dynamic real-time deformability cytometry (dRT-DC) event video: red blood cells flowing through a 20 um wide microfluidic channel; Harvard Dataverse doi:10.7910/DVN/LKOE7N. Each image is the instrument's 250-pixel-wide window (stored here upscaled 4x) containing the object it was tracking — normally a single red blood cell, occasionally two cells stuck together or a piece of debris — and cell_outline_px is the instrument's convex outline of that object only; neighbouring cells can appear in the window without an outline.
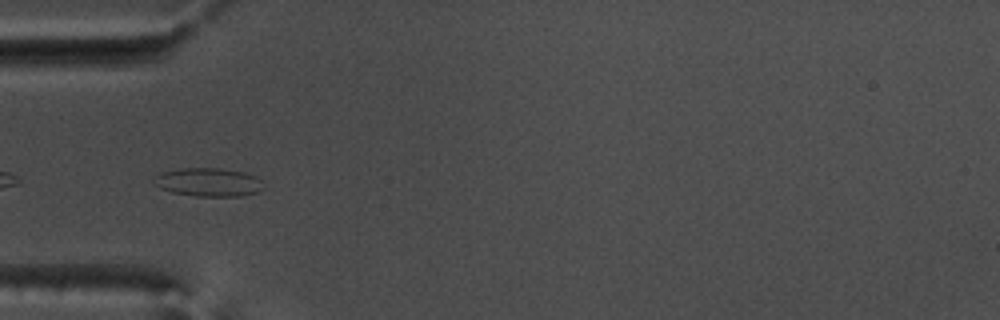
{"species": "common noctule bat (a hibernating species)", "species_latin": "Nyctalus noctula", "temperature_condition": "warm", "stored_images_in_passage": 39, "camera_frame_rate_fps": 3000, "um_per_image_px": 0.085, "animal": {"sex": "male", "body_mass_g": 17.5, "forearm_length_mm": 52.3}, "frame": {"image": 1, "passage_image": 2, "time_ms": 0.333, "image_size_px": [1000, 320], "cell_outline_px": [[264, 188], [256, 192], [244, 196], [196, 196], [172, 192], [160, 188], [152, 184], [152, 176], [160, 172], [180, 168], [220, 168], [244, 172], [256, 176], [260, 180]], "centroid_in_image_um": [17.66, 15.48], "position_along_channel_um": 67.3, "area_um2": 18.44}}
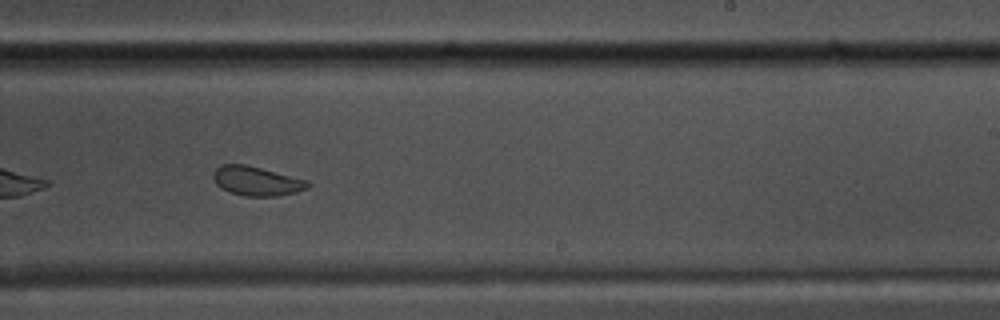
{"frame": {"image": 2, "passage_image": 18, "time_ms": 5.667, "image_size_px": [1000, 320], "cell_outline_px": [[312, 184], [308, 188], [296, 192], [276, 196], [244, 196], [228, 192], [220, 188], [216, 184], [212, 176], [212, 172], [220, 164], [244, 164], [308, 180]], "centroid_in_image_um": [21.78, 15.39], "position_along_channel_um": 267.2, "area_um2": 16.24}}
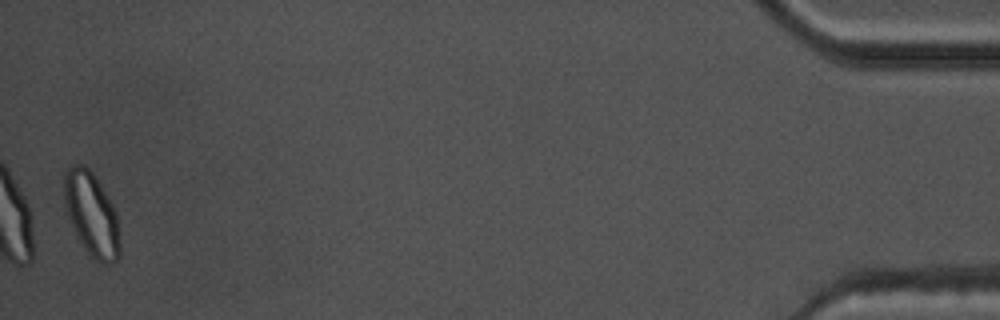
{"frame": {"image": 3, "passage_image": 38, "time_ms": 12.333, "image_size_px": [1000, 320], "cell_outline_px": [[120, 256], [112, 264], [104, 264], [92, 260], [76, 236], [68, 220], [64, 204], [64, 172], [72, 164], [80, 164], [88, 168], [92, 172], [100, 184], [112, 204], [116, 212], [120, 244]], "centroid_in_image_um": [7.76, 18.25], "position_along_channel_um": 427.4, "area_um2": 27.57}, "authors_computed_cell_mechanics": {"area_um2": 16.7042, "velocity_mm_per_s": 3.7684, "shape_relaxation_time_tau1_ms": 6.4449, "shape_relaxation_time_tau2_ms": 1.4669, "deformation_change_tau1": 0.1575, "deformation_change_tau2": 0.0735}}